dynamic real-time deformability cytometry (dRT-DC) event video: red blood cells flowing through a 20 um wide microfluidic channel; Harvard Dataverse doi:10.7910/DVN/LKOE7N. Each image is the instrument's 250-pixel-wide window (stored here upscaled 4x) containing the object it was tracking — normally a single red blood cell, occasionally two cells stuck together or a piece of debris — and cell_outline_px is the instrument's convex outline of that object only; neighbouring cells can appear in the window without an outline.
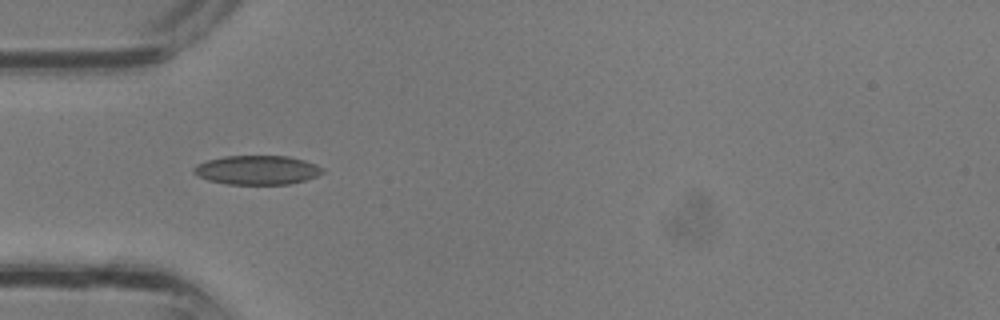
{"species": "common noctule bat (a hibernating species)", "species_latin": "Nyctalus noctula", "temperature_condition": "room temperature", "stored_images_in_passage": 25, "camera_frame_rate_fps": 3000, "um_per_image_px": 0.085, "animal": {"sex": "male", "body_mass_g": 13.3}, "frame": {"image": 1, "passage_image": 1, "time_ms": 0.0, "image_size_px": [1000, 320], "cell_outline_px": [[324, 172], [316, 176], [304, 180], [288, 184], [228, 184], [208, 180], [196, 176], [192, 172], [192, 168], [196, 164], [208, 160], [224, 156], [288, 156], [304, 160], [316, 164], [324, 168]], "centroid_in_image_um": [21.83, 14.45], "position_along_channel_um": 63.2, "area_um2": 21.91}}
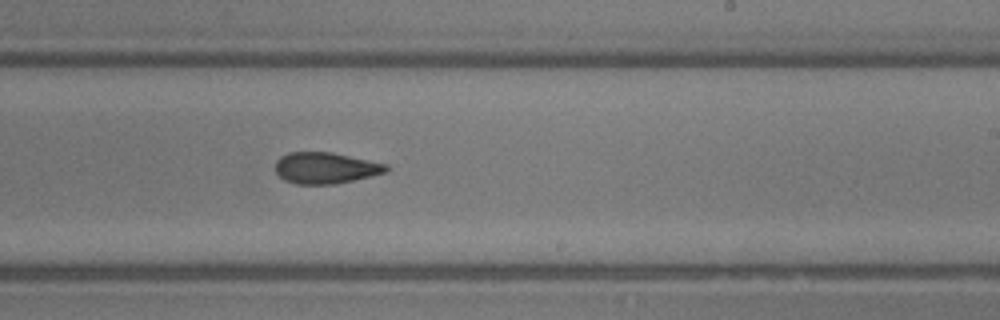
{"frame": {"image": 2, "passage_image": 11, "time_ms": 3.333, "image_size_px": [1000, 320], "cell_outline_px": [[388, 168], [384, 172], [336, 184], [296, 184], [284, 180], [276, 172], [276, 160], [280, 156], [288, 152], [332, 152], [388, 164]], "centroid_in_image_um": [27.63, 14.27], "position_along_channel_um": 261.4, "area_um2": 20.06}}
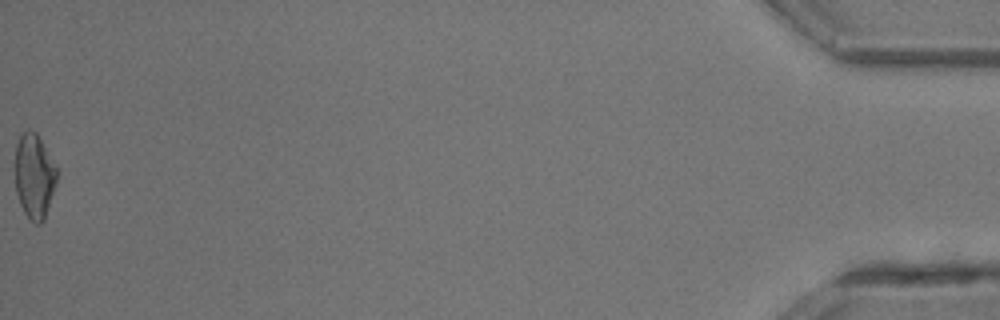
{"frame": {"image": 3, "passage_image": 25, "time_ms": 8.0, "image_size_px": [1000, 320], "cell_outline_px": [[56, 184], [44, 220], [40, 224], [36, 224], [24, 212], [20, 204], [16, 192], [16, 144], [20, 136], [28, 128], [36, 132], [56, 168]], "centroid_in_image_um": [2.91, 14.98], "position_along_channel_um": 432.3, "area_um2": 20.17}}